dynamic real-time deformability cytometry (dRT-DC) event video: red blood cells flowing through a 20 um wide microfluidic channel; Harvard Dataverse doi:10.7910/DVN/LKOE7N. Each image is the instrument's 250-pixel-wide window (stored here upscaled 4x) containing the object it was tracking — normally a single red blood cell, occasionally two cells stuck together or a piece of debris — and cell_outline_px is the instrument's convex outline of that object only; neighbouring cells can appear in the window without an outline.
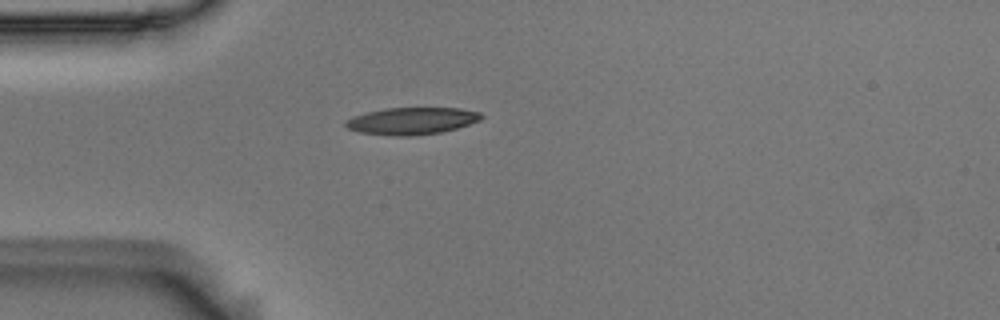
{"species": "Egyptian fruit bat (a non-hibernating species)", "species_latin": "Rousettus aegyptiacus", "temperature_condition": "room temperature", "stored_images_in_passage": 41, "camera_frame_rate_fps": 3000, "um_per_image_px": 0.085, "animal": {"sex": "male"}, "frame": {"image": 1, "passage_image": 1, "time_ms": 0.0, "image_size_px": [1000, 320], "cell_outline_px": [[484, 116], [480, 120], [456, 128], [440, 132], [408, 136], [400, 136], [360, 132], [348, 128], [344, 124], [344, 120], [352, 116], [384, 108], [460, 108], [480, 112]], "centroid_in_image_um": [34.99, 10.26], "position_along_channel_um": 50.0, "area_um2": 21.21}}
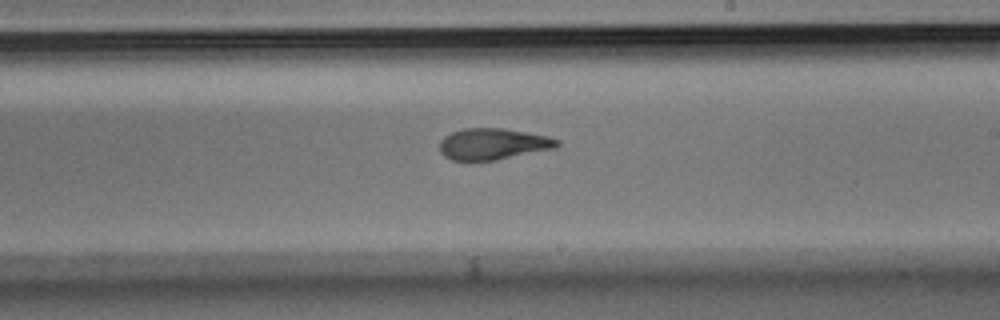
{"frame": {"image": 2, "passage_image": 18, "time_ms": 5.667, "image_size_px": [1000, 320], "cell_outline_px": [[560, 144], [556, 148], [496, 160], [452, 160], [444, 156], [440, 152], [440, 140], [444, 136], [452, 132], [464, 128], [504, 128], [548, 136], [560, 140]], "centroid_in_image_um": [41.92, 12.23], "position_along_channel_um": 247.1, "area_um2": 21.5}}
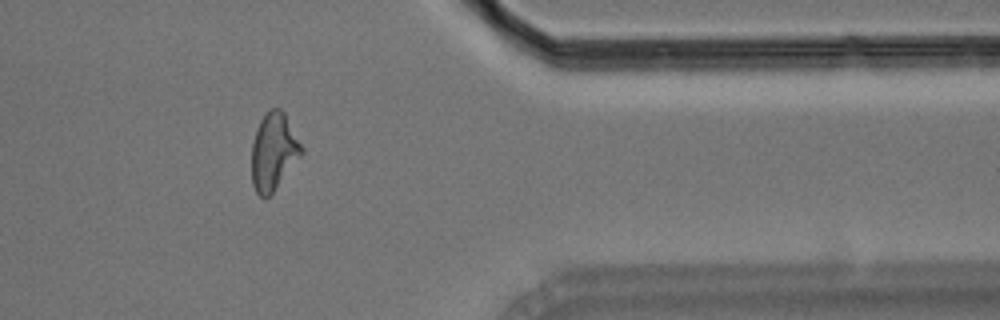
{"frame": {"image": 3, "passage_image": 31, "time_ms": 10.0, "image_size_px": [1000, 320], "cell_outline_px": [[304, 152], [272, 192], [264, 200], [256, 192], [252, 184], [252, 144], [256, 128], [260, 120], [268, 108], [280, 108], [284, 112], [304, 148]], "centroid_in_image_um": [23.25, 12.86], "position_along_channel_um": 388.1, "area_um2": 22.43}, "authors_computed_cell_mechanics": {"area_um2": 21.9062, "velocity_mm_per_s": 3.6566, "shape_relaxation_time_tau1_ms": 4.9649, "shape_relaxation_time_tau2_ms": 2.2197, "deformation_change_tau1": 0.1754, "deformation_change_tau2": 0.1014}}